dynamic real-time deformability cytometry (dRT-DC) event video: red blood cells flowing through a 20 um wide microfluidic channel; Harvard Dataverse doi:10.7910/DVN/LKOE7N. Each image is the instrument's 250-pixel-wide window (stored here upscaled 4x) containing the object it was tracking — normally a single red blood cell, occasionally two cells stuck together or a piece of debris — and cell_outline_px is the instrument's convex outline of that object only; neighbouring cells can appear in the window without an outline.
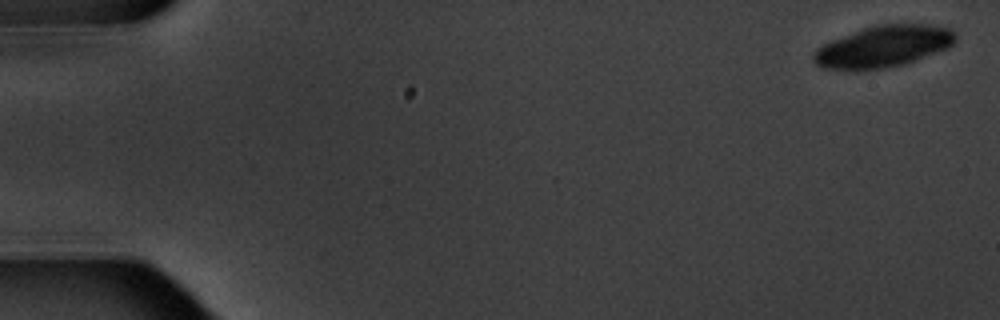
{"species": "common noctule bat (a hibernating species)", "species_latin": "Nyctalus noctula", "temperature_condition": "warm", "stored_images_in_passage": 7, "camera_frame_rate_fps": 3000, "um_per_image_px": 0.085, "animal": {"sex": "male", "body_mass_g": 20.1, "forearm_length_mm": 53.5}, "frame": {"image": 1, "passage_image": 1, "time_ms": 0.0, "image_size_px": [1000, 320], "cell_outline_px": [[956, 40], [948, 48], [904, 64], [884, 68], [820, 68], [812, 60], [812, 52], [816, 48], [832, 40], [864, 28], [876, 24], [928, 24], [948, 28], [956, 36]], "centroid_in_image_um": [75.08, 3.93], "position_along_channel_um": 9.9, "area_um2": 33.76}}